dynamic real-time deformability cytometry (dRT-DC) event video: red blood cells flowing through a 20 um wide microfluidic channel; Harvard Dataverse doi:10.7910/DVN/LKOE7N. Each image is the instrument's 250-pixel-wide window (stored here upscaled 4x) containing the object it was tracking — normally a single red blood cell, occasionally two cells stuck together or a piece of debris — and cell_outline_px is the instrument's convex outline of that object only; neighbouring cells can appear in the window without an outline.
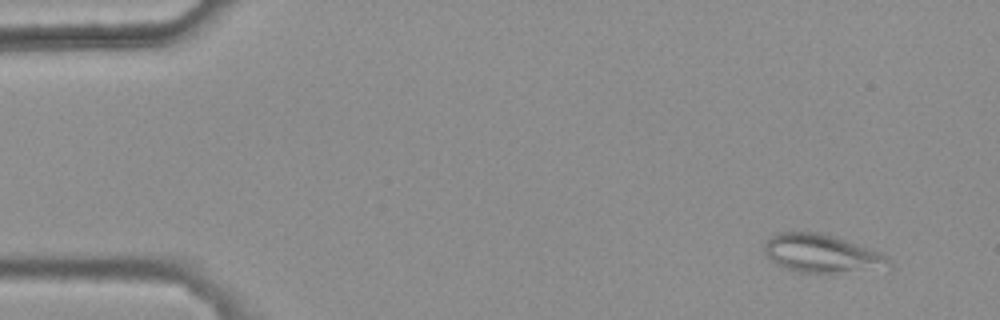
{"species": "common noctule bat (a hibernating species)", "species_latin": "Nyctalus noctula", "temperature_condition": "warm", "stored_images_in_passage": 4, "camera_frame_rate_fps": 3000, "um_per_image_px": 0.085, "animal": {"sex": "female", "body_mass_g": 25.1}, "frame": {"image": 1, "passage_image": 1, "time_ms": 0.0, "image_size_px": [1000, 320], "cell_outline_px": [[892, 268], [824, 276], [800, 272], [784, 268], [772, 260], [764, 252], [764, 244], [768, 236], [780, 232], [820, 232], [836, 236], [880, 252], [892, 260]], "centroid_in_image_um": [69.92, 21.6], "position_along_channel_um": 15.1, "area_um2": 28.96}}